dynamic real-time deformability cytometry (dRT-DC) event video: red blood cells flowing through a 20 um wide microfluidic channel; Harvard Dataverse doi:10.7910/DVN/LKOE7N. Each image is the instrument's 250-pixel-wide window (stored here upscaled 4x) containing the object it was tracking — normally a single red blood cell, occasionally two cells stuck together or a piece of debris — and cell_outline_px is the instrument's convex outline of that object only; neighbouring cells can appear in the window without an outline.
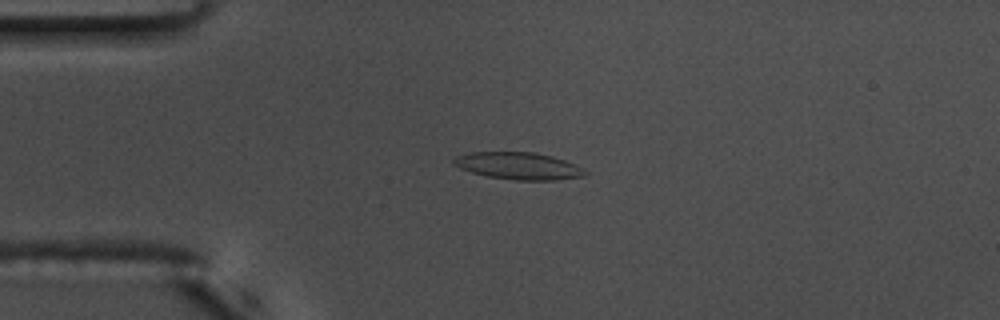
{"species": "common noctule bat (a hibernating species)", "species_latin": "Nyctalus noctula", "temperature_condition": "warm", "stored_images_in_passage": 55, "camera_frame_rate_fps": 3000, "um_per_image_px": 0.085, "animal": {"sex": "male", "body_mass_g": 17.5, "forearm_length_mm": 52.3}, "frame": {"image": 1, "passage_image": 13, "time_ms": 4.0, "image_size_px": [1000, 320], "cell_outline_px": [[588, 172], [584, 176], [556, 180], [512, 180], [488, 176], [472, 172], [460, 168], [452, 164], [452, 160], [456, 156], [472, 152], [532, 152], [552, 156], [564, 160]], "centroid_in_image_um": [44.03, 14.1], "position_along_channel_um": 41.0, "area_um2": 20.58}}
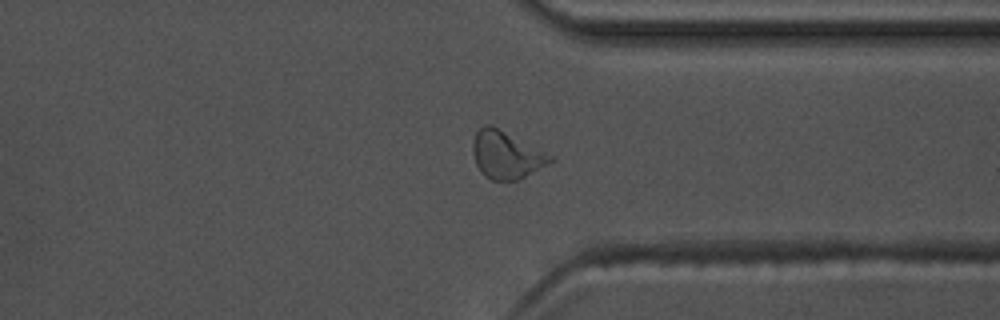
{"frame": {"image": 2, "passage_image": 42, "time_ms": 13.667, "image_size_px": [1000, 320], "cell_outline_px": [[556, 160], [516, 180], [492, 180], [484, 176], [480, 172], [476, 164], [472, 152], [472, 140], [476, 132], [484, 124], [492, 124], [556, 156]], "centroid_in_image_um": [43.04, 13.13], "position_along_channel_um": 368.4, "area_um2": 21.85}}
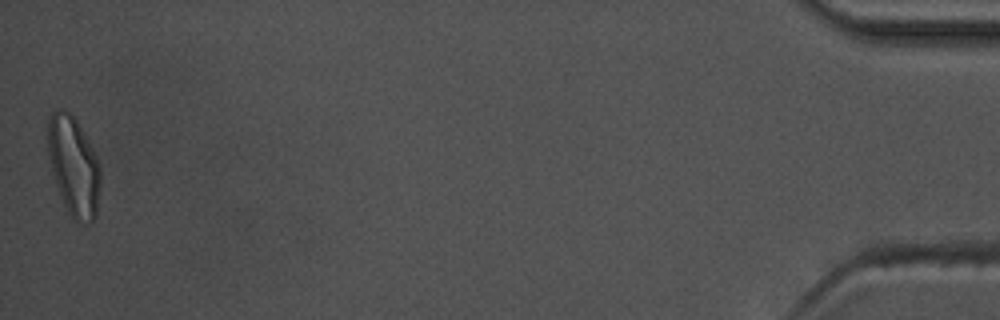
{"frame": {"image": 3, "passage_image": 55, "time_ms": 18.0, "image_size_px": [1000, 320], "cell_outline_px": [[100, 188], [96, 216], [88, 224], [72, 220], [60, 196], [52, 172], [48, 156], [48, 116], [56, 108], [64, 108], [76, 120], [92, 148], [96, 156], [100, 168]], "centroid_in_image_um": [6.25, 14.14], "position_along_channel_um": 428.9, "area_um2": 30.46}, "authors_computed_cell_mechanics": {"area_um2": 19.8832, "velocity_mm_per_s": 3.6483, "shape_relaxation_time_tau1_ms": 6.3377, "shape_relaxation_time_tau2_ms": 1.4066, "deformation_change_tau1": 0.2229, "deformation_change_tau2": 0.0817}}